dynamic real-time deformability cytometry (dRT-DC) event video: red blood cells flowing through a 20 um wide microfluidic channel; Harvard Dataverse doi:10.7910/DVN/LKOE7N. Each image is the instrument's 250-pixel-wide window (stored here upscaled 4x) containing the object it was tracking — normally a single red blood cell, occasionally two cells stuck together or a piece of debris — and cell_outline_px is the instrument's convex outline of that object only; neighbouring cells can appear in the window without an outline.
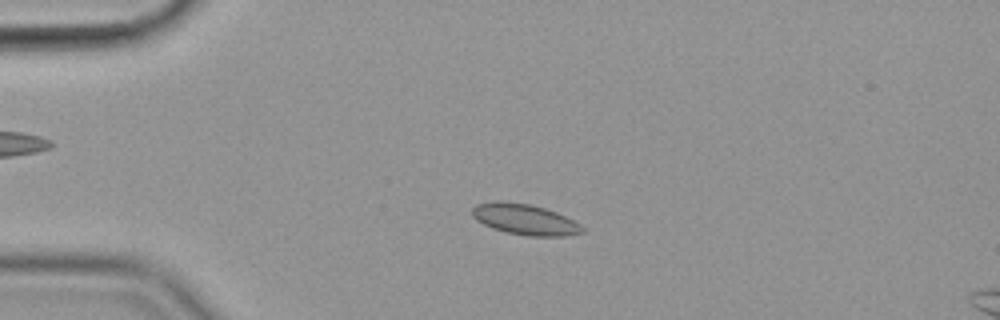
{"species": "common noctule bat (a hibernating species)", "species_latin": "Nyctalus noctula", "temperature_condition": "cold", "stored_images_in_passage": 56, "camera_frame_rate_fps": 3000, "um_per_image_px": 0.085, "animal": {"sex": "female", "body_mass_g": 19.9}, "frame": {"image": 1, "passage_image": 13, "time_ms": 4.0, "image_size_px": [1000, 320], "cell_outline_px": [[584, 232], [564, 236], [528, 236], [504, 232], [492, 228], [476, 220], [472, 216], [472, 208], [476, 204], [496, 200], [504, 200], [528, 204], [544, 208], [556, 212], [580, 224], [584, 228]], "centroid_in_image_um": [44.57, 18.64], "position_along_channel_um": 40.4, "area_um2": 19.83}}
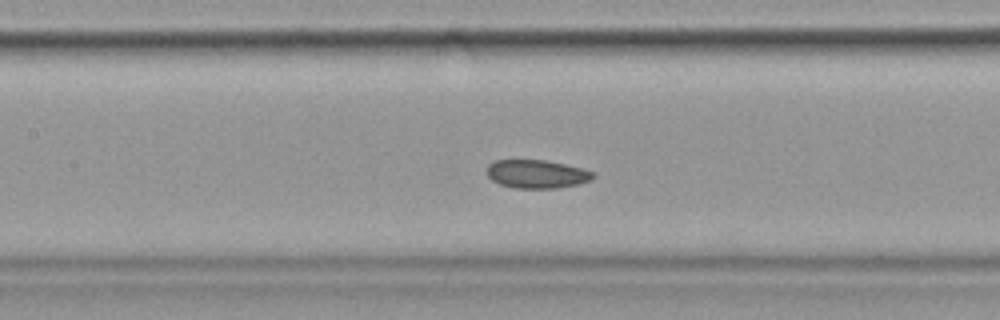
{"frame": {"image": 2, "passage_image": 26, "time_ms": 8.333, "image_size_px": [1000, 320], "cell_outline_px": [[596, 176], [592, 180], [580, 184], [556, 188], [512, 188], [500, 184], [492, 180], [488, 176], [488, 164], [496, 160], [548, 160], [584, 168], [596, 172]], "centroid_in_image_um": [45.7, 14.79], "position_along_channel_um": 161.7, "area_um2": 17.86}}
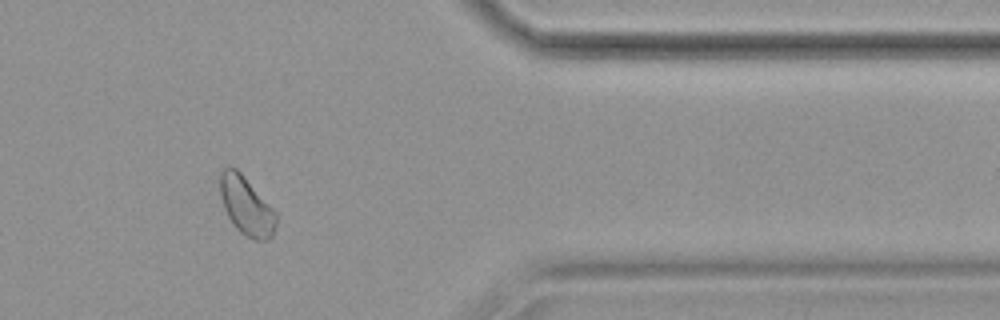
{"frame": {"image": 3, "passage_image": 47, "time_ms": 15.333, "image_size_px": [1000, 320], "cell_outline_px": [[276, 224], [272, 236], [268, 240], [256, 240], [240, 232], [236, 228], [228, 216], [224, 208], [220, 196], [220, 172], [228, 164], [236, 168], [240, 172], [276, 212]], "centroid_in_image_um": [20.92, 17.48], "position_along_channel_um": 390.5, "area_um2": 18.9}}